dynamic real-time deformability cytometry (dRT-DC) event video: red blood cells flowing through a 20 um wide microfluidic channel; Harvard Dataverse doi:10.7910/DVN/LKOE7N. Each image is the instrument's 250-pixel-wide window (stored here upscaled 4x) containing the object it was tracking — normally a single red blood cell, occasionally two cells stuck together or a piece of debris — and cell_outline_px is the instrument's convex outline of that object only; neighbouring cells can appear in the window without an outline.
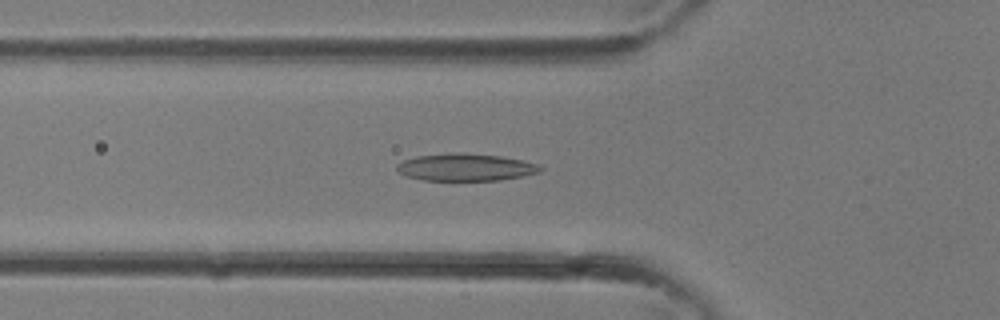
{"species": "common noctule bat (a hibernating species)", "species_latin": "Nyctalus noctula", "temperature_condition": "room temperature", "stored_images_in_passage": 22, "camera_frame_rate_fps": 3000, "um_per_image_px": 0.085, "animal": {"sex": "female"}, "frame": {"image": 1, "passage_image": 11, "time_ms": 3.333, "image_size_px": [1000, 320], "cell_outline_px": [[544, 168], [540, 172], [524, 176], [500, 180], [424, 180], [408, 176], [400, 172], [396, 168], [396, 164], [404, 160], [416, 156], [456, 152], [460, 152], [500, 156], [520, 160], [536, 164]], "centroid_in_image_um": [39.58, 14.21], "position_along_channel_um": 86.2, "area_um2": 22.66}}
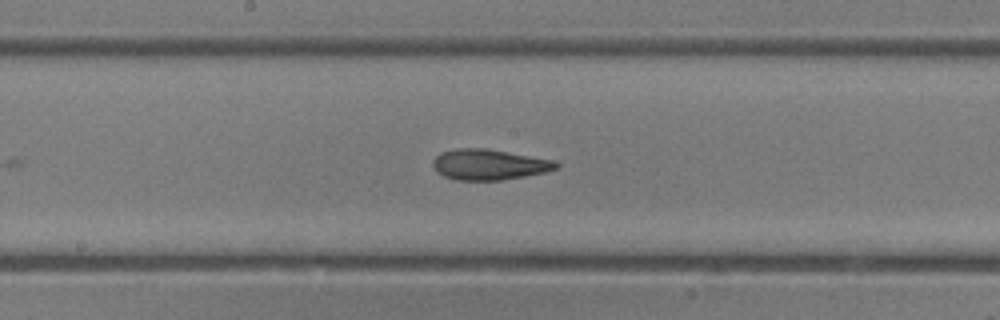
{"frame": {"image": 2, "passage_image": 17, "time_ms": 5.333, "image_size_px": [1000, 320], "cell_outline_px": [[560, 168], [544, 172], [524, 176], [500, 180], [456, 180], [444, 176], [436, 172], [432, 168], [432, 160], [440, 152], [456, 148], [484, 148], [556, 160], [560, 164]], "centroid_in_image_um": [41.55, 13.98], "position_along_channel_um": 206.6, "area_um2": 22.2}}
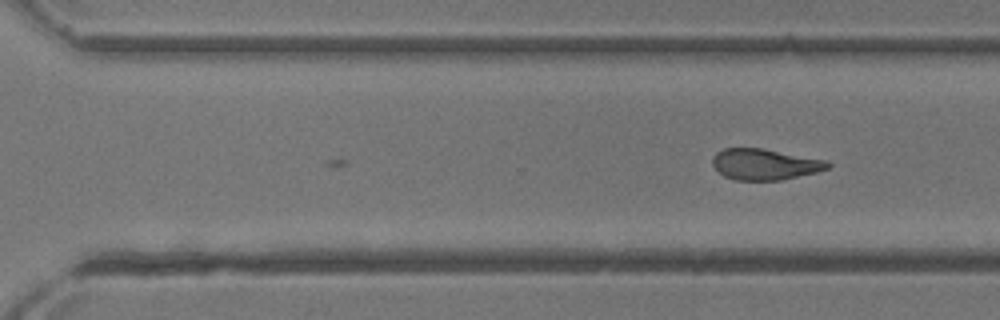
{"frame": {"image": 3, "passage_image": 22, "time_ms": 7.0, "image_size_px": [1000, 320], "cell_outline_px": [[832, 164], [828, 168], [816, 172], [780, 180], [736, 180], [724, 176], [712, 164], [712, 156], [716, 152], [724, 148], [764, 148], [828, 160]], "centroid_in_image_um": [65.02, 13.95], "position_along_channel_um": 305.6, "area_um2": 20.92}}